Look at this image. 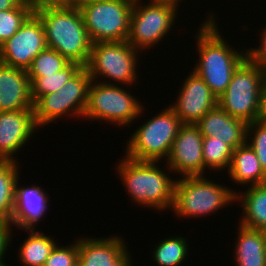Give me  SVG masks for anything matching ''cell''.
<instances>
[{"label": "cell", "instance_id": "obj_1", "mask_svg": "<svg viewBox=\"0 0 266 266\" xmlns=\"http://www.w3.org/2000/svg\"><path fill=\"white\" fill-rule=\"evenodd\" d=\"M214 17V14L209 13L195 34L199 60L191 70L196 72L219 98L226 91L233 72L247 58V50L238 51L230 46L227 40H224L226 37L221 36Z\"/></svg>", "mask_w": 266, "mask_h": 266}, {"label": "cell", "instance_id": "obj_2", "mask_svg": "<svg viewBox=\"0 0 266 266\" xmlns=\"http://www.w3.org/2000/svg\"><path fill=\"white\" fill-rule=\"evenodd\" d=\"M41 19L47 48L56 50L69 62L85 67L92 42L79 8L70 5L36 7Z\"/></svg>", "mask_w": 266, "mask_h": 266}, {"label": "cell", "instance_id": "obj_3", "mask_svg": "<svg viewBox=\"0 0 266 266\" xmlns=\"http://www.w3.org/2000/svg\"><path fill=\"white\" fill-rule=\"evenodd\" d=\"M116 171L133 203L164 211L173 205L176 179L169 177L168 170L159 168L161 162L136 161L124 156ZM158 164V165H157Z\"/></svg>", "mask_w": 266, "mask_h": 266}, {"label": "cell", "instance_id": "obj_4", "mask_svg": "<svg viewBox=\"0 0 266 266\" xmlns=\"http://www.w3.org/2000/svg\"><path fill=\"white\" fill-rule=\"evenodd\" d=\"M208 179L209 177L204 176L176 178L170 210L179 219L205 217L236 202V190Z\"/></svg>", "mask_w": 266, "mask_h": 266}, {"label": "cell", "instance_id": "obj_5", "mask_svg": "<svg viewBox=\"0 0 266 266\" xmlns=\"http://www.w3.org/2000/svg\"><path fill=\"white\" fill-rule=\"evenodd\" d=\"M147 120L127 141L125 156L136 161H166L183 123L169 106Z\"/></svg>", "mask_w": 266, "mask_h": 266}, {"label": "cell", "instance_id": "obj_6", "mask_svg": "<svg viewBox=\"0 0 266 266\" xmlns=\"http://www.w3.org/2000/svg\"><path fill=\"white\" fill-rule=\"evenodd\" d=\"M119 85V86H118ZM91 81L84 119L124 127L132 125L144 113V106L130 90L120 84ZM129 91V92H128Z\"/></svg>", "mask_w": 266, "mask_h": 266}, {"label": "cell", "instance_id": "obj_7", "mask_svg": "<svg viewBox=\"0 0 266 266\" xmlns=\"http://www.w3.org/2000/svg\"><path fill=\"white\" fill-rule=\"evenodd\" d=\"M265 68L246 58L233 72L226 91L217 105L230 116L246 123L262 118L260 95Z\"/></svg>", "mask_w": 266, "mask_h": 266}, {"label": "cell", "instance_id": "obj_8", "mask_svg": "<svg viewBox=\"0 0 266 266\" xmlns=\"http://www.w3.org/2000/svg\"><path fill=\"white\" fill-rule=\"evenodd\" d=\"M138 53L141 52L127 41L92 43L85 68L93 81H98L102 76L109 79V82L101 81L103 78L99 82L132 86L133 83H138V72H136L139 64Z\"/></svg>", "mask_w": 266, "mask_h": 266}, {"label": "cell", "instance_id": "obj_9", "mask_svg": "<svg viewBox=\"0 0 266 266\" xmlns=\"http://www.w3.org/2000/svg\"><path fill=\"white\" fill-rule=\"evenodd\" d=\"M91 81L87 69L82 67L57 92L40 97L33 105L38 129L61 119L62 116L84 117Z\"/></svg>", "mask_w": 266, "mask_h": 266}, {"label": "cell", "instance_id": "obj_10", "mask_svg": "<svg viewBox=\"0 0 266 266\" xmlns=\"http://www.w3.org/2000/svg\"><path fill=\"white\" fill-rule=\"evenodd\" d=\"M134 0H102L79 10L92 43L126 41Z\"/></svg>", "mask_w": 266, "mask_h": 266}, {"label": "cell", "instance_id": "obj_11", "mask_svg": "<svg viewBox=\"0 0 266 266\" xmlns=\"http://www.w3.org/2000/svg\"><path fill=\"white\" fill-rule=\"evenodd\" d=\"M134 0L127 42L136 50L153 48L170 32L177 18L178 7L154 1ZM151 47V48H150Z\"/></svg>", "mask_w": 266, "mask_h": 266}, {"label": "cell", "instance_id": "obj_12", "mask_svg": "<svg viewBox=\"0 0 266 266\" xmlns=\"http://www.w3.org/2000/svg\"><path fill=\"white\" fill-rule=\"evenodd\" d=\"M46 48L43 23L33 12L19 30L0 46V62L27 71L33 59Z\"/></svg>", "mask_w": 266, "mask_h": 266}, {"label": "cell", "instance_id": "obj_13", "mask_svg": "<svg viewBox=\"0 0 266 266\" xmlns=\"http://www.w3.org/2000/svg\"><path fill=\"white\" fill-rule=\"evenodd\" d=\"M203 135L195 124H183L173 141L165 166L170 172L188 176H205L202 153Z\"/></svg>", "mask_w": 266, "mask_h": 266}, {"label": "cell", "instance_id": "obj_14", "mask_svg": "<svg viewBox=\"0 0 266 266\" xmlns=\"http://www.w3.org/2000/svg\"><path fill=\"white\" fill-rule=\"evenodd\" d=\"M174 103L168 105L183 124H196L217 106V97L193 70L188 73Z\"/></svg>", "mask_w": 266, "mask_h": 266}, {"label": "cell", "instance_id": "obj_15", "mask_svg": "<svg viewBox=\"0 0 266 266\" xmlns=\"http://www.w3.org/2000/svg\"><path fill=\"white\" fill-rule=\"evenodd\" d=\"M37 128L33 109L0 112V161H15Z\"/></svg>", "mask_w": 266, "mask_h": 266}, {"label": "cell", "instance_id": "obj_16", "mask_svg": "<svg viewBox=\"0 0 266 266\" xmlns=\"http://www.w3.org/2000/svg\"><path fill=\"white\" fill-rule=\"evenodd\" d=\"M122 237L78 238V266H126L131 255Z\"/></svg>", "mask_w": 266, "mask_h": 266}, {"label": "cell", "instance_id": "obj_17", "mask_svg": "<svg viewBox=\"0 0 266 266\" xmlns=\"http://www.w3.org/2000/svg\"><path fill=\"white\" fill-rule=\"evenodd\" d=\"M18 178L15 185L14 212L11 225L22 230L36 229L37 223L42 221L48 211L49 195L43 188L36 185L19 186Z\"/></svg>", "mask_w": 266, "mask_h": 266}, {"label": "cell", "instance_id": "obj_18", "mask_svg": "<svg viewBox=\"0 0 266 266\" xmlns=\"http://www.w3.org/2000/svg\"><path fill=\"white\" fill-rule=\"evenodd\" d=\"M27 71L0 62V112L33 109Z\"/></svg>", "mask_w": 266, "mask_h": 266}, {"label": "cell", "instance_id": "obj_19", "mask_svg": "<svg viewBox=\"0 0 266 266\" xmlns=\"http://www.w3.org/2000/svg\"><path fill=\"white\" fill-rule=\"evenodd\" d=\"M203 137H216L233 150L246 142L247 123L230 116L218 105L195 124Z\"/></svg>", "mask_w": 266, "mask_h": 266}, {"label": "cell", "instance_id": "obj_20", "mask_svg": "<svg viewBox=\"0 0 266 266\" xmlns=\"http://www.w3.org/2000/svg\"><path fill=\"white\" fill-rule=\"evenodd\" d=\"M226 172L229 178L239 185L254 186L266 183V172L247 142L233 150L230 166Z\"/></svg>", "mask_w": 266, "mask_h": 266}, {"label": "cell", "instance_id": "obj_21", "mask_svg": "<svg viewBox=\"0 0 266 266\" xmlns=\"http://www.w3.org/2000/svg\"><path fill=\"white\" fill-rule=\"evenodd\" d=\"M238 227L233 256L236 266H266V232Z\"/></svg>", "mask_w": 266, "mask_h": 266}, {"label": "cell", "instance_id": "obj_22", "mask_svg": "<svg viewBox=\"0 0 266 266\" xmlns=\"http://www.w3.org/2000/svg\"><path fill=\"white\" fill-rule=\"evenodd\" d=\"M236 201L243 208L238 223L246 228L266 231V183L248 186L245 193L237 191Z\"/></svg>", "mask_w": 266, "mask_h": 266}, {"label": "cell", "instance_id": "obj_23", "mask_svg": "<svg viewBox=\"0 0 266 266\" xmlns=\"http://www.w3.org/2000/svg\"><path fill=\"white\" fill-rule=\"evenodd\" d=\"M26 237L18 249L20 264L24 266H44L57 241L37 229H26Z\"/></svg>", "mask_w": 266, "mask_h": 266}, {"label": "cell", "instance_id": "obj_24", "mask_svg": "<svg viewBox=\"0 0 266 266\" xmlns=\"http://www.w3.org/2000/svg\"><path fill=\"white\" fill-rule=\"evenodd\" d=\"M19 162L0 161V220L11 223L14 212L15 185L20 177Z\"/></svg>", "mask_w": 266, "mask_h": 266}, {"label": "cell", "instance_id": "obj_25", "mask_svg": "<svg viewBox=\"0 0 266 266\" xmlns=\"http://www.w3.org/2000/svg\"><path fill=\"white\" fill-rule=\"evenodd\" d=\"M83 66L70 62L62 70L44 77H29L31 82V97L35 103L43 95L57 92Z\"/></svg>", "mask_w": 266, "mask_h": 266}, {"label": "cell", "instance_id": "obj_26", "mask_svg": "<svg viewBox=\"0 0 266 266\" xmlns=\"http://www.w3.org/2000/svg\"><path fill=\"white\" fill-rule=\"evenodd\" d=\"M181 236H171L158 242L152 251L153 261L158 266H180L186 259L189 245Z\"/></svg>", "mask_w": 266, "mask_h": 266}, {"label": "cell", "instance_id": "obj_27", "mask_svg": "<svg viewBox=\"0 0 266 266\" xmlns=\"http://www.w3.org/2000/svg\"><path fill=\"white\" fill-rule=\"evenodd\" d=\"M202 153L204 172L207 173L206 169L219 172V170H228L233 149L224 141L217 140L216 137H203Z\"/></svg>", "mask_w": 266, "mask_h": 266}, {"label": "cell", "instance_id": "obj_28", "mask_svg": "<svg viewBox=\"0 0 266 266\" xmlns=\"http://www.w3.org/2000/svg\"><path fill=\"white\" fill-rule=\"evenodd\" d=\"M34 9L30 0H23L16 8L0 11V46L19 30Z\"/></svg>", "mask_w": 266, "mask_h": 266}, {"label": "cell", "instance_id": "obj_29", "mask_svg": "<svg viewBox=\"0 0 266 266\" xmlns=\"http://www.w3.org/2000/svg\"><path fill=\"white\" fill-rule=\"evenodd\" d=\"M70 62L56 50L46 48L32 61L27 70L28 77H44L65 68Z\"/></svg>", "mask_w": 266, "mask_h": 266}, {"label": "cell", "instance_id": "obj_30", "mask_svg": "<svg viewBox=\"0 0 266 266\" xmlns=\"http://www.w3.org/2000/svg\"><path fill=\"white\" fill-rule=\"evenodd\" d=\"M246 142L255 151L263 170L266 172V119L261 118L247 123Z\"/></svg>", "mask_w": 266, "mask_h": 266}, {"label": "cell", "instance_id": "obj_31", "mask_svg": "<svg viewBox=\"0 0 266 266\" xmlns=\"http://www.w3.org/2000/svg\"><path fill=\"white\" fill-rule=\"evenodd\" d=\"M74 241L68 246L56 244L44 266H78V238Z\"/></svg>", "mask_w": 266, "mask_h": 266}, {"label": "cell", "instance_id": "obj_32", "mask_svg": "<svg viewBox=\"0 0 266 266\" xmlns=\"http://www.w3.org/2000/svg\"><path fill=\"white\" fill-rule=\"evenodd\" d=\"M261 32V40L258 42L260 43V46H256L255 48H248L247 58L251 62L266 68V27H264Z\"/></svg>", "mask_w": 266, "mask_h": 266}, {"label": "cell", "instance_id": "obj_33", "mask_svg": "<svg viewBox=\"0 0 266 266\" xmlns=\"http://www.w3.org/2000/svg\"><path fill=\"white\" fill-rule=\"evenodd\" d=\"M12 225L9 222L0 220V259H5L4 255L7 252L8 248L12 243Z\"/></svg>", "mask_w": 266, "mask_h": 266}, {"label": "cell", "instance_id": "obj_34", "mask_svg": "<svg viewBox=\"0 0 266 266\" xmlns=\"http://www.w3.org/2000/svg\"><path fill=\"white\" fill-rule=\"evenodd\" d=\"M34 8L42 6H58V5H70L72 6V0H30Z\"/></svg>", "mask_w": 266, "mask_h": 266}, {"label": "cell", "instance_id": "obj_35", "mask_svg": "<svg viewBox=\"0 0 266 266\" xmlns=\"http://www.w3.org/2000/svg\"><path fill=\"white\" fill-rule=\"evenodd\" d=\"M260 106L262 118L266 119V68L261 83Z\"/></svg>", "mask_w": 266, "mask_h": 266}, {"label": "cell", "instance_id": "obj_36", "mask_svg": "<svg viewBox=\"0 0 266 266\" xmlns=\"http://www.w3.org/2000/svg\"><path fill=\"white\" fill-rule=\"evenodd\" d=\"M23 0H0V11L16 8Z\"/></svg>", "mask_w": 266, "mask_h": 266}, {"label": "cell", "instance_id": "obj_37", "mask_svg": "<svg viewBox=\"0 0 266 266\" xmlns=\"http://www.w3.org/2000/svg\"><path fill=\"white\" fill-rule=\"evenodd\" d=\"M95 1H102V0H72V6L79 8L87 3Z\"/></svg>", "mask_w": 266, "mask_h": 266}, {"label": "cell", "instance_id": "obj_38", "mask_svg": "<svg viewBox=\"0 0 266 266\" xmlns=\"http://www.w3.org/2000/svg\"><path fill=\"white\" fill-rule=\"evenodd\" d=\"M151 1L160 2V3H168L176 7H179V2H181L182 0H151Z\"/></svg>", "mask_w": 266, "mask_h": 266}, {"label": "cell", "instance_id": "obj_39", "mask_svg": "<svg viewBox=\"0 0 266 266\" xmlns=\"http://www.w3.org/2000/svg\"><path fill=\"white\" fill-rule=\"evenodd\" d=\"M4 260L5 259H0V266H9V264L7 265L6 263H4V262H6Z\"/></svg>", "mask_w": 266, "mask_h": 266}, {"label": "cell", "instance_id": "obj_40", "mask_svg": "<svg viewBox=\"0 0 266 266\" xmlns=\"http://www.w3.org/2000/svg\"><path fill=\"white\" fill-rule=\"evenodd\" d=\"M126 266H133L132 260L130 259Z\"/></svg>", "mask_w": 266, "mask_h": 266}]
</instances>
